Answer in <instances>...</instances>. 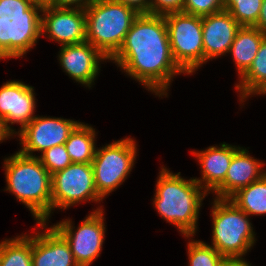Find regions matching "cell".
Segmentation results:
<instances>
[{
    "label": "cell",
    "instance_id": "277c9868",
    "mask_svg": "<svg viewBox=\"0 0 266 266\" xmlns=\"http://www.w3.org/2000/svg\"><path fill=\"white\" fill-rule=\"evenodd\" d=\"M43 6L34 0H0V60L21 58L36 46Z\"/></svg>",
    "mask_w": 266,
    "mask_h": 266
},
{
    "label": "cell",
    "instance_id": "f546056e",
    "mask_svg": "<svg viewBox=\"0 0 266 266\" xmlns=\"http://www.w3.org/2000/svg\"><path fill=\"white\" fill-rule=\"evenodd\" d=\"M133 8L139 14H150V0H115Z\"/></svg>",
    "mask_w": 266,
    "mask_h": 266
},
{
    "label": "cell",
    "instance_id": "8fae6325",
    "mask_svg": "<svg viewBox=\"0 0 266 266\" xmlns=\"http://www.w3.org/2000/svg\"><path fill=\"white\" fill-rule=\"evenodd\" d=\"M79 123L74 119L36 115L15 135L19 137L21 145L18 152L26 156L38 157L33 153H42L53 146L65 144L69 134Z\"/></svg>",
    "mask_w": 266,
    "mask_h": 266
},
{
    "label": "cell",
    "instance_id": "7a4b0ae2",
    "mask_svg": "<svg viewBox=\"0 0 266 266\" xmlns=\"http://www.w3.org/2000/svg\"><path fill=\"white\" fill-rule=\"evenodd\" d=\"M173 173L161 166L153 200L158 214L177 227L183 236H195L198 231L200 207L208 193L191 177Z\"/></svg>",
    "mask_w": 266,
    "mask_h": 266
},
{
    "label": "cell",
    "instance_id": "f1b7e54d",
    "mask_svg": "<svg viewBox=\"0 0 266 266\" xmlns=\"http://www.w3.org/2000/svg\"><path fill=\"white\" fill-rule=\"evenodd\" d=\"M92 0H48L44 5L53 8L86 9Z\"/></svg>",
    "mask_w": 266,
    "mask_h": 266
},
{
    "label": "cell",
    "instance_id": "83f0119b",
    "mask_svg": "<svg viewBox=\"0 0 266 266\" xmlns=\"http://www.w3.org/2000/svg\"><path fill=\"white\" fill-rule=\"evenodd\" d=\"M184 0H150V14L166 15L182 12Z\"/></svg>",
    "mask_w": 266,
    "mask_h": 266
},
{
    "label": "cell",
    "instance_id": "484cf974",
    "mask_svg": "<svg viewBox=\"0 0 266 266\" xmlns=\"http://www.w3.org/2000/svg\"><path fill=\"white\" fill-rule=\"evenodd\" d=\"M39 155L38 158L42 165L51 175L65 169L72 163L65 144L53 146Z\"/></svg>",
    "mask_w": 266,
    "mask_h": 266
},
{
    "label": "cell",
    "instance_id": "3957f363",
    "mask_svg": "<svg viewBox=\"0 0 266 266\" xmlns=\"http://www.w3.org/2000/svg\"><path fill=\"white\" fill-rule=\"evenodd\" d=\"M6 188L31 212L36 222H48L52 215L51 174L38 157L18 151L4 159Z\"/></svg>",
    "mask_w": 266,
    "mask_h": 266
},
{
    "label": "cell",
    "instance_id": "4dcf8cb0",
    "mask_svg": "<svg viewBox=\"0 0 266 266\" xmlns=\"http://www.w3.org/2000/svg\"><path fill=\"white\" fill-rule=\"evenodd\" d=\"M254 27L258 28L266 36V0H262L258 21Z\"/></svg>",
    "mask_w": 266,
    "mask_h": 266
},
{
    "label": "cell",
    "instance_id": "ba28073f",
    "mask_svg": "<svg viewBox=\"0 0 266 266\" xmlns=\"http://www.w3.org/2000/svg\"><path fill=\"white\" fill-rule=\"evenodd\" d=\"M164 17L173 58L186 75H192L204 64L202 17L183 12Z\"/></svg>",
    "mask_w": 266,
    "mask_h": 266
},
{
    "label": "cell",
    "instance_id": "d6a6232c",
    "mask_svg": "<svg viewBox=\"0 0 266 266\" xmlns=\"http://www.w3.org/2000/svg\"><path fill=\"white\" fill-rule=\"evenodd\" d=\"M221 266H251L244 258H225Z\"/></svg>",
    "mask_w": 266,
    "mask_h": 266
},
{
    "label": "cell",
    "instance_id": "6da1fadb",
    "mask_svg": "<svg viewBox=\"0 0 266 266\" xmlns=\"http://www.w3.org/2000/svg\"><path fill=\"white\" fill-rule=\"evenodd\" d=\"M110 61L159 98L168 97L175 75L186 74L173 58L163 15L139 14Z\"/></svg>",
    "mask_w": 266,
    "mask_h": 266
},
{
    "label": "cell",
    "instance_id": "4fadbf2b",
    "mask_svg": "<svg viewBox=\"0 0 266 266\" xmlns=\"http://www.w3.org/2000/svg\"><path fill=\"white\" fill-rule=\"evenodd\" d=\"M35 96L34 87L21 80H9L0 87V117L14 135L36 117ZM13 124L20 125L18 131Z\"/></svg>",
    "mask_w": 266,
    "mask_h": 266
},
{
    "label": "cell",
    "instance_id": "4316f807",
    "mask_svg": "<svg viewBox=\"0 0 266 266\" xmlns=\"http://www.w3.org/2000/svg\"><path fill=\"white\" fill-rule=\"evenodd\" d=\"M222 10L223 0H184L182 12L204 17Z\"/></svg>",
    "mask_w": 266,
    "mask_h": 266
},
{
    "label": "cell",
    "instance_id": "e0dca14e",
    "mask_svg": "<svg viewBox=\"0 0 266 266\" xmlns=\"http://www.w3.org/2000/svg\"><path fill=\"white\" fill-rule=\"evenodd\" d=\"M220 146V147H219ZM219 146H209L205 150L191 151L198 160L201 169V178H193L208 194L212 193L225 181L227 170L234 153L240 146L226 142Z\"/></svg>",
    "mask_w": 266,
    "mask_h": 266
},
{
    "label": "cell",
    "instance_id": "ffe728a7",
    "mask_svg": "<svg viewBox=\"0 0 266 266\" xmlns=\"http://www.w3.org/2000/svg\"><path fill=\"white\" fill-rule=\"evenodd\" d=\"M238 80L235 89L239 92L240 104L250 96L257 95L266 86V36L251 66Z\"/></svg>",
    "mask_w": 266,
    "mask_h": 266
},
{
    "label": "cell",
    "instance_id": "d4e9b609",
    "mask_svg": "<svg viewBox=\"0 0 266 266\" xmlns=\"http://www.w3.org/2000/svg\"><path fill=\"white\" fill-rule=\"evenodd\" d=\"M262 0H223V8L240 26L254 27L258 21Z\"/></svg>",
    "mask_w": 266,
    "mask_h": 266
},
{
    "label": "cell",
    "instance_id": "ac0fdd59",
    "mask_svg": "<svg viewBox=\"0 0 266 266\" xmlns=\"http://www.w3.org/2000/svg\"><path fill=\"white\" fill-rule=\"evenodd\" d=\"M264 162L250 155L240 147L233 155L225 181L213 192L215 198L229 199L238 190L259 180L265 173Z\"/></svg>",
    "mask_w": 266,
    "mask_h": 266
},
{
    "label": "cell",
    "instance_id": "9a60e30c",
    "mask_svg": "<svg viewBox=\"0 0 266 266\" xmlns=\"http://www.w3.org/2000/svg\"><path fill=\"white\" fill-rule=\"evenodd\" d=\"M48 222H36L32 233V266H79L69 243ZM39 227V228H38ZM38 229H41L39 232Z\"/></svg>",
    "mask_w": 266,
    "mask_h": 266
},
{
    "label": "cell",
    "instance_id": "7c38bea8",
    "mask_svg": "<svg viewBox=\"0 0 266 266\" xmlns=\"http://www.w3.org/2000/svg\"><path fill=\"white\" fill-rule=\"evenodd\" d=\"M41 36L61 46L86 41V13L84 9L43 6Z\"/></svg>",
    "mask_w": 266,
    "mask_h": 266
},
{
    "label": "cell",
    "instance_id": "e575fe53",
    "mask_svg": "<svg viewBox=\"0 0 266 266\" xmlns=\"http://www.w3.org/2000/svg\"><path fill=\"white\" fill-rule=\"evenodd\" d=\"M35 2H39V3H41V4H45L48 0H34Z\"/></svg>",
    "mask_w": 266,
    "mask_h": 266
},
{
    "label": "cell",
    "instance_id": "cb8c5ba5",
    "mask_svg": "<svg viewBox=\"0 0 266 266\" xmlns=\"http://www.w3.org/2000/svg\"><path fill=\"white\" fill-rule=\"evenodd\" d=\"M188 238L187 256L188 266H221L225 257L221 255L214 247L201 240L192 239L193 236H184ZM192 237V238H191ZM191 239V240H189Z\"/></svg>",
    "mask_w": 266,
    "mask_h": 266
},
{
    "label": "cell",
    "instance_id": "52a82bcc",
    "mask_svg": "<svg viewBox=\"0 0 266 266\" xmlns=\"http://www.w3.org/2000/svg\"><path fill=\"white\" fill-rule=\"evenodd\" d=\"M137 153L136 140L130 136L96 148L91 165L98 195L103 200L128 178Z\"/></svg>",
    "mask_w": 266,
    "mask_h": 266
},
{
    "label": "cell",
    "instance_id": "7402d4cb",
    "mask_svg": "<svg viewBox=\"0 0 266 266\" xmlns=\"http://www.w3.org/2000/svg\"><path fill=\"white\" fill-rule=\"evenodd\" d=\"M229 200L249 217L266 215V173L259 180L238 190Z\"/></svg>",
    "mask_w": 266,
    "mask_h": 266
},
{
    "label": "cell",
    "instance_id": "5bb4252c",
    "mask_svg": "<svg viewBox=\"0 0 266 266\" xmlns=\"http://www.w3.org/2000/svg\"><path fill=\"white\" fill-rule=\"evenodd\" d=\"M57 57L63 72L89 89L95 85L102 62L108 60L88 41L61 46Z\"/></svg>",
    "mask_w": 266,
    "mask_h": 266
},
{
    "label": "cell",
    "instance_id": "44dd1931",
    "mask_svg": "<svg viewBox=\"0 0 266 266\" xmlns=\"http://www.w3.org/2000/svg\"><path fill=\"white\" fill-rule=\"evenodd\" d=\"M97 132L88 123L80 122L65 142L72 163H92L96 152Z\"/></svg>",
    "mask_w": 266,
    "mask_h": 266
},
{
    "label": "cell",
    "instance_id": "603a6c76",
    "mask_svg": "<svg viewBox=\"0 0 266 266\" xmlns=\"http://www.w3.org/2000/svg\"><path fill=\"white\" fill-rule=\"evenodd\" d=\"M0 266H32V233L0 242Z\"/></svg>",
    "mask_w": 266,
    "mask_h": 266
},
{
    "label": "cell",
    "instance_id": "d6986e66",
    "mask_svg": "<svg viewBox=\"0 0 266 266\" xmlns=\"http://www.w3.org/2000/svg\"><path fill=\"white\" fill-rule=\"evenodd\" d=\"M264 38V34L256 27L241 26L236 32L228 54L232 56L238 78L251 66Z\"/></svg>",
    "mask_w": 266,
    "mask_h": 266
},
{
    "label": "cell",
    "instance_id": "836d02e7",
    "mask_svg": "<svg viewBox=\"0 0 266 266\" xmlns=\"http://www.w3.org/2000/svg\"><path fill=\"white\" fill-rule=\"evenodd\" d=\"M257 95H266V86Z\"/></svg>",
    "mask_w": 266,
    "mask_h": 266
},
{
    "label": "cell",
    "instance_id": "9c48e42d",
    "mask_svg": "<svg viewBox=\"0 0 266 266\" xmlns=\"http://www.w3.org/2000/svg\"><path fill=\"white\" fill-rule=\"evenodd\" d=\"M103 205L88 214L75 229L72 219H62L53 227L69 243L79 266H90L101 255L105 242V218Z\"/></svg>",
    "mask_w": 266,
    "mask_h": 266
},
{
    "label": "cell",
    "instance_id": "1f68e13d",
    "mask_svg": "<svg viewBox=\"0 0 266 266\" xmlns=\"http://www.w3.org/2000/svg\"><path fill=\"white\" fill-rule=\"evenodd\" d=\"M15 137V135L8 129L3 118L0 117V143L5 140Z\"/></svg>",
    "mask_w": 266,
    "mask_h": 266
},
{
    "label": "cell",
    "instance_id": "5b68a950",
    "mask_svg": "<svg viewBox=\"0 0 266 266\" xmlns=\"http://www.w3.org/2000/svg\"><path fill=\"white\" fill-rule=\"evenodd\" d=\"M85 13L86 41L97 48L109 62L121 48L139 13L115 0H92Z\"/></svg>",
    "mask_w": 266,
    "mask_h": 266
},
{
    "label": "cell",
    "instance_id": "30bf717a",
    "mask_svg": "<svg viewBox=\"0 0 266 266\" xmlns=\"http://www.w3.org/2000/svg\"><path fill=\"white\" fill-rule=\"evenodd\" d=\"M52 213L67 210L81 202L99 203L91 163H71L68 167L51 175ZM56 208V209H55Z\"/></svg>",
    "mask_w": 266,
    "mask_h": 266
},
{
    "label": "cell",
    "instance_id": "2e32d148",
    "mask_svg": "<svg viewBox=\"0 0 266 266\" xmlns=\"http://www.w3.org/2000/svg\"><path fill=\"white\" fill-rule=\"evenodd\" d=\"M240 27L239 23L226 10L202 17L204 64L228 54Z\"/></svg>",
    "mask_w": 266,
    "mask_h": 266
},
{
    "label": "cell",
    "instance_id": "8992f818",
    "mask_svg": "<svg viewBox=\"0 0 266 266\" xmlns=\"http://www.w3.org/2000/svg\"><path fill=\"white\" fill-rule=\"evenodd\" d=\"M211 246L225 258H243L257 239L249 216L231 200L213 198Z\"/></svg>",
    "mask_w": 266,
    "mask_h": 266
}]
</instances>
